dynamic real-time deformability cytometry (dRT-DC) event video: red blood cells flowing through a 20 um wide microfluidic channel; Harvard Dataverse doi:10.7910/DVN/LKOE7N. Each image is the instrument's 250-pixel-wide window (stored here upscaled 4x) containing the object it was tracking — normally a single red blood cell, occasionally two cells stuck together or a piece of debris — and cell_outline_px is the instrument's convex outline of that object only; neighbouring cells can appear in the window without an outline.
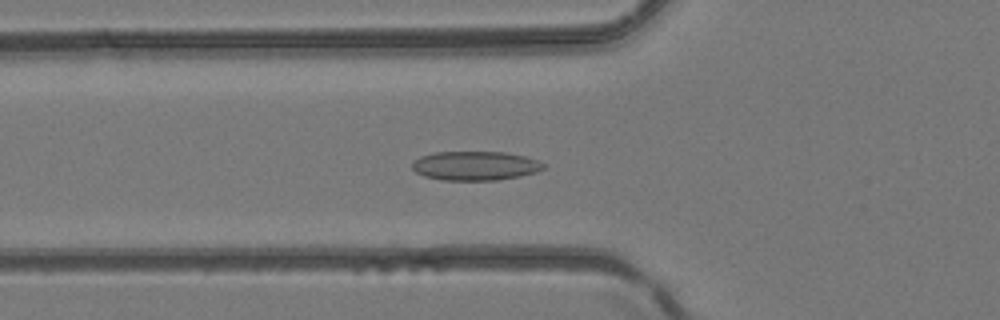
{"species": "common noctule bat (a hibernating species)", "species_latin": "Nyctalus noctula", "temperature_condition": "room temperature", "stored_images_in_passage": 35, "camera_frame_rate_fps": 3000, "um_per_image_px": 0.085, "animal": {"sex": "female", "body_mass_g": 24.6, "forearm_length_mm": 56.2}, "frame": {"image": 1, "passage_image": 12, "time_ms": 3.667, "image_size_px": [1000, 320], "cell_outline_px": [[544, 168], [536, 172], [520, 176], [496, 180], [440, 180], [424, 176], [416, 172], [412, 168], [412, 160], [420, 156], [432, 152], [504, 152], [524, 156], [536, 160], [544, 164]], "centroid_in_image_um": [40.34, 14.09], "position_along_channel_um": 85.5, "area_um2": 22.31}}
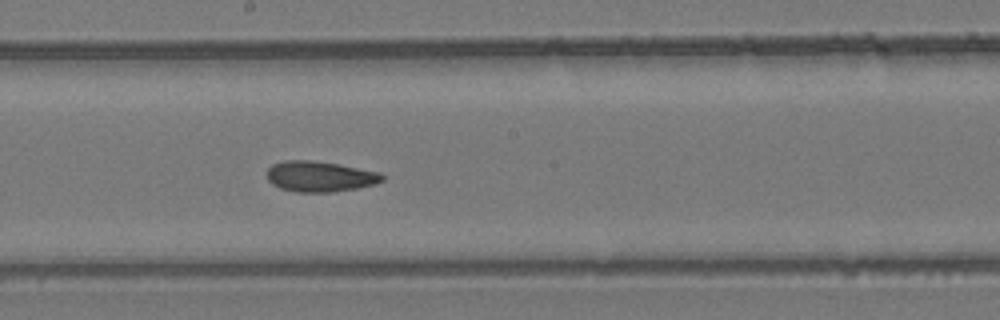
{"frame": {"image": 2, "passage_image": 21, "time_ms": 6.667, "image_size_px": [1000, 320], "cell_outline_px": [[384, 180], [376, 184], [356, 188], [332, 192], [296, 192], [280, 188], [272, 184], [268, 180], [268, 168], [272, 164], [284, 160], [308, 160], [336, 164], [380, 172], [384, 176]], "centroid_in_image_um": [27.18, 15.0], "position_along_channel_um": 221.0, "area_um2": 20.46}}
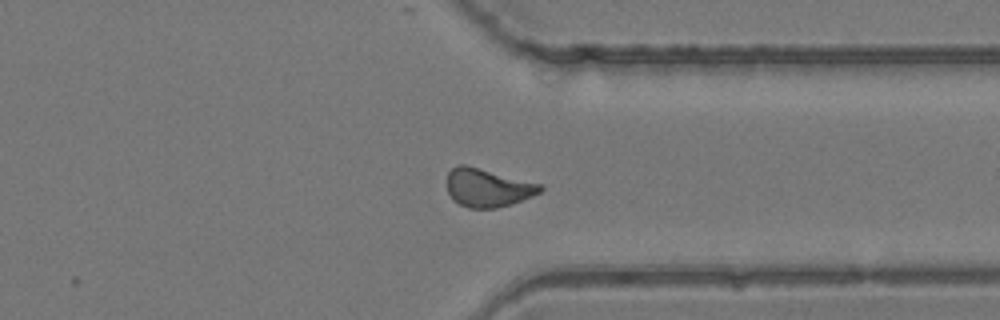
{"frame": {"image": 3, "passage_image": 31, "time_ms": 10.0, "image_size_px": [1000, 320], "cell_outline_px": [[544, 188], [540, 192], [532, 196], [512, 204], [496, 208], [468, 208], [452, 200], [448, 192], [448, 172], [456, 164], [464, 164], [544, 184]], "centroid_in_image_um": [41.47, 15.95], "position_along_channel_um": 369.9, "area_um2": 20.98}}